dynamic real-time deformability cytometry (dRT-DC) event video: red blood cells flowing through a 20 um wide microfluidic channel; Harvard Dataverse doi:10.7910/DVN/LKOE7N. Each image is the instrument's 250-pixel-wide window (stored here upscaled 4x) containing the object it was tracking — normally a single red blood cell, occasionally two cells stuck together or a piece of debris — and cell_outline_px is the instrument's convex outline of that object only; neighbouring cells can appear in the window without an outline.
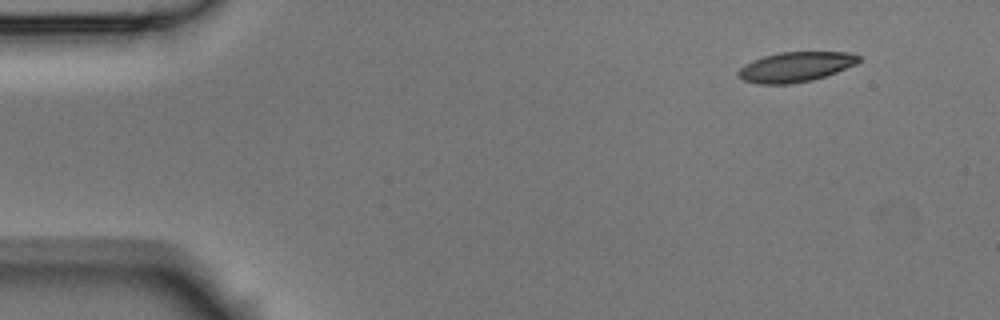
{"species": "Egyptian fruit bat (a non-hibernating species)", "species_latin": "Rousettus aegyptiacus", "temperature_condition": "room temperature", "stored_images_in_passage": 4, "camera_frame_rate_fps": 3000, "um_per_image_px": 0.085, "animal": {"sex": "male"}, "frame": {"image": 1, "passage_image": 1, "time_ms": 0.0, "image_size_px": [1000, 320], "cell_outline_px": [[860, 60], [856, 64], [836, 72], [812, 80], [788, 84], [756, 84], [744, 80], [736, 76], [736, 72], [744, 64], [752, 60], [764, 56], [780, 52], [852, 52], [860, 56]], "centroid_in_image_um": [67.59, 5.68], "position_along_channel_um": 17.4, "area_um2": 21.1}}
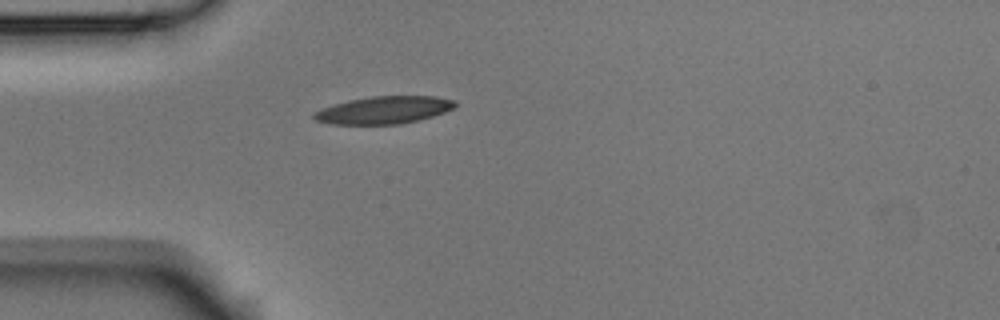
{"frame": {"image": 2, "passage_image": 4, "time_ms": 1.0, "image_size_px": [1000, 320], "cell_outline_px": [[456, 104], [452, 108], [444, 112], [432, 116], [400, 124], [332, 124], [316, 120], [312, 116], [316, 112], [324, 108], [348, 100], [372, 96], [436, 96], [456, 100]], "centroid_in_image_um": [32.66, 9.34], "position_along_channel_um": 52.3, "area_um2": 22.25}}